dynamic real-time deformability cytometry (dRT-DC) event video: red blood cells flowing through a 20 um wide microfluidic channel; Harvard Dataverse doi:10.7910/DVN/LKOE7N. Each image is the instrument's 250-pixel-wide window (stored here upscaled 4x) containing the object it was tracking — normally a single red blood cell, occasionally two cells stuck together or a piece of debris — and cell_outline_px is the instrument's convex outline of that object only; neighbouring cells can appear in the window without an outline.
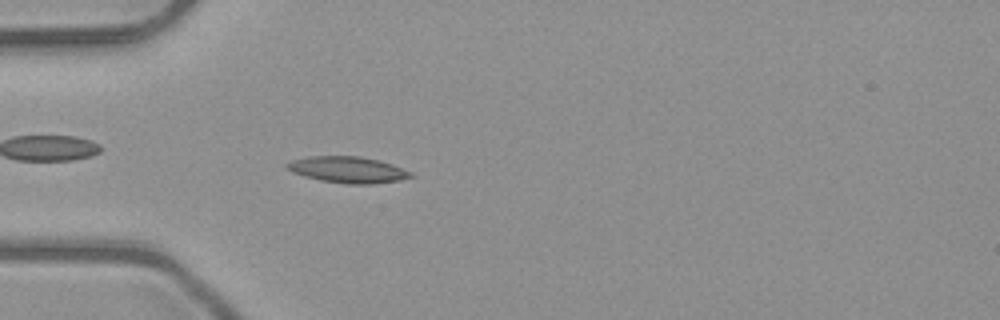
{"species": "common noctule bat (a hibernating species)", "species_latin": "Nyctalus noctula", "temperature_condition": "room temperature", "stored_images_in_passage": 50, "camera_frame_rate_fps": 3000, "um_per_image_px": 0.085, "animal": {"sex": "male", "body_mass_g": 23.1, "forearm_length_mm": 52.7}, "frame": {"image": 1, "passage_image": 14, "time_ms": 4.333, "image_size_px": [1000, 320], "cell_outline_px": [[416, 176], [400, 180], [372, 184], [348, 184], [320, 180], [304, 176], [292, 172], [284, 168], [284, 164], [292, 160], [308, 156], [360, 156], [380, 160], [392, 164], [412, 172]], "centroid_in_image_um": [29.56, 14.42], "position_along_channel_um": 55.4, "area_um2": 19.19}}
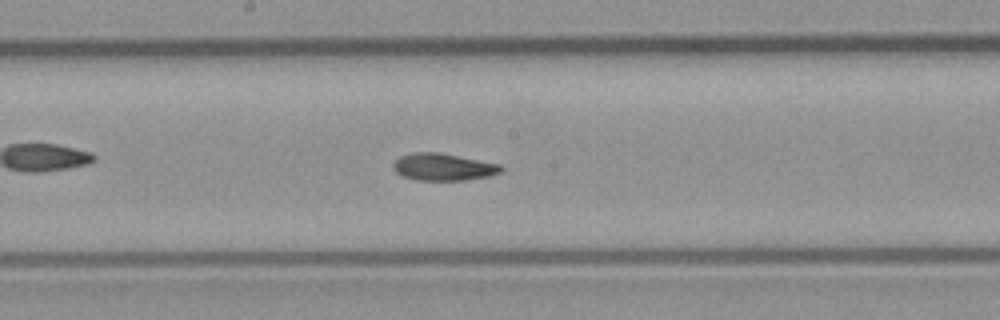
{"frame": {"image": 2, "passage_image": 26, "time_ms": 8.333, "image_size_px": [1000, 320], "cell_outline_px": [[504, 168], [500, 172], [492, 176], [464, 180], [416, 180], [404, 176], [396, 172], [392, 168], [392, 164], [400, 156], [412, 152], [440, 152], [500, 164]], "centroid_in_image_um": [37.68, 14.19], "position_along_channel_um": 210.5, "area_um2": 17.17}}
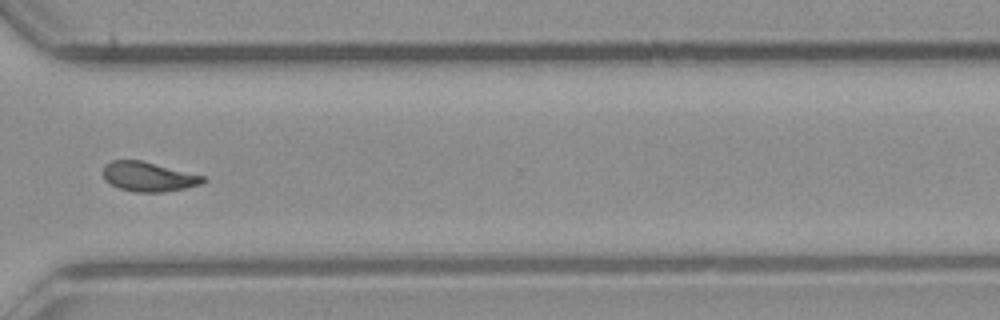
{"frame": {"image": 3, "passage_image": 37, "time_ms": 12.0, "image_size_px": [1000, 320], "cell_outline_px": [[208, 180], [200, 184], [184, 188], [160, 192], [136, 192], [120, 188], [104, 180], [104, 164], [112, 160], [140, 160], [204, 176]], "centroid_in_image_um": [12.61, 15.01], "position_along_channel_um": 358.0, "area_um2": 16.94}, "authors_computed_cell_mechanics": {"area_um2": 17.1955, "velocity_mm_per_s": 4.041, "shape_relaxation_time_tau1_ms": 9.9882, "shape_relaxation_time_tau2_ms": 5.1691, "deformation_change_tau1": 0.2279, "deformation_change_tau2": 0.1256}}